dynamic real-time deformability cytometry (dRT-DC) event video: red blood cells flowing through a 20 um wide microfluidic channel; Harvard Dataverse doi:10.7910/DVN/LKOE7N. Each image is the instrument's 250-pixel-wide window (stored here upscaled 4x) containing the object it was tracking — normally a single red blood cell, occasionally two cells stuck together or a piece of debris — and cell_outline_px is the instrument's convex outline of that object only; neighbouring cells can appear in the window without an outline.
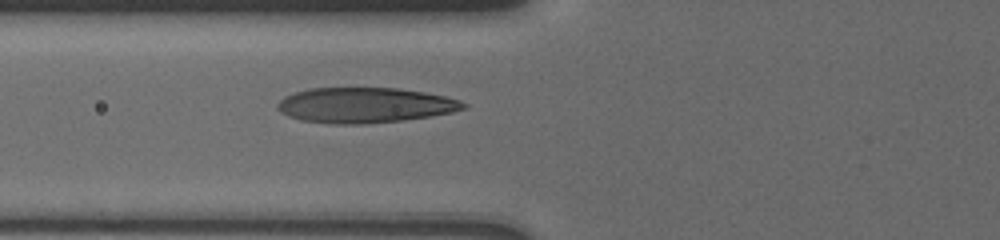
{"species": "human", "species_latin": "Homo sapiens", "temperature_condition": "cold", "stored_images_in_passage": 32, "camera_frame_rate_fps": 3000, "um_per_image_px": 0.085, "donor": {"sex": "male"}, "frame": {"image": 1, "passage_image": 2, "time_ms": 0.667, "image_size_px": [1000, 240], "cell_outline_px": [[468, 104], [464, 108], [452, 112], [404, 120], [364, 124], [332, 124], [300, 120], [288, 116], [280, 112], [276, 108], [276, 104], [284, 96], [296, 92], [312, 88], [400, 88], [424, 92], [444, 96], [460, 100]], "centroid_in_image_um": [30.98, 8.94], "position_along_channel_um": 94.8, "area_um2": 38.26}}
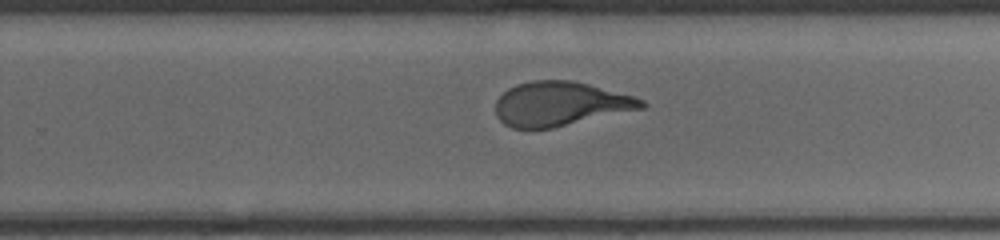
{"frame": {"image": 2, "passage_image": 16, "time_ms": 5.667, "image_size_px": [1000, 240], "cell_outline_px": [[648, 104], [644, 108], [552, 128], [512, 128], [504, 124], [496, 116], [496, 100], [508, 88], [516, 84], [532, 80], [572, 80], [588, 84], [632, 96], [644, 100]], "centroid_in_image_um": [47.6, 8.82], "position_along_channel_um": 282.2, "area_um2": 37.45}}
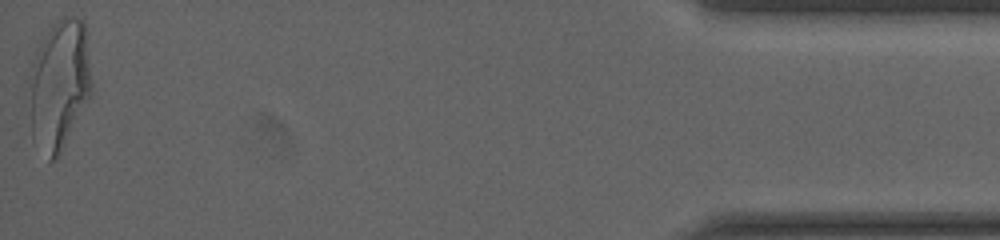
{"frame": {"image": 3, "passage_image": 32, "time_ms": 11.667, "image_size_px": [1000, 240], "cell_outline_px": [[92, 88], [56, 160], [48, 160], [32, 140], [28, 76], [36, 52], [44, 36], [52, 24], [64, 16], [76, 16], [84, 20], [92, 84]], "centroid_in_image_um": [5.0, 7.16], "position_along_channel_um": 430.2, "area_um2": 46.82}, "authors_computed_cell_mechanics": {"area_um2": 38.6971, "velocity_mm_per_s": 3.7432, "shape_relaxation_time_tau1_ms": 6.6883, "shape_relaxation_time_tau2_ms": null, "deformation_change_tau1": 0.2296, "deformation_change_tau2": null}}